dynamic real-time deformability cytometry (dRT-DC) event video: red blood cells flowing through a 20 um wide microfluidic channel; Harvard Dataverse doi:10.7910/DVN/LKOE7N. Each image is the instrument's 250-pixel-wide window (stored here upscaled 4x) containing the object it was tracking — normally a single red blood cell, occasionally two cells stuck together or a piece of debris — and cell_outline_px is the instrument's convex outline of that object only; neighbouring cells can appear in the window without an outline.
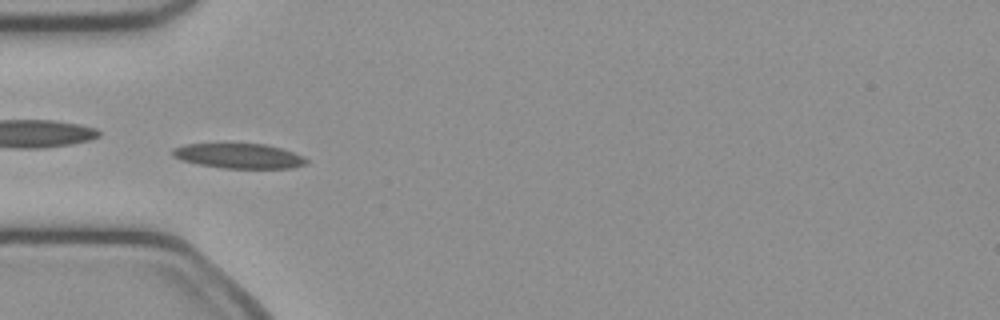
{"species": "common noctule bat (a hibernating species)", "species_latin": "Nyctalus noctula", "temperature_condition": "cold", "stored_images_in_passage": 52, "camera_frame_rate_fps": 3000, "um_per_image_px": 0.085, "animal": {"sex": "female", "body_mass_g": 21.9}, "frame": {"image": 1, "passage_image": 17, "time_ms": 5.333, "image_size_px": [1000, 320], "cell_outline_px": [[308, 164], [292, 168], [224, 168], [200, 164], [180, 160], [172, 156], [172, 148], [184, 144], [264, 144], [280, 148], [304, 156], [308, 160]], "centroid_in_image_um": [20.31, 13.26], "position_along_channel_um": 64.7, "area_um2": 19.36}}
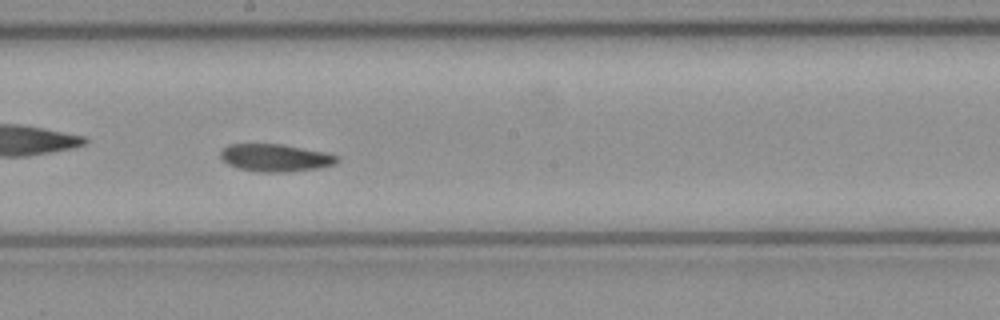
{"frame": {"image": 2, "passage_image": 29, "time_ms": 9.333, "image_size_px": [1000, 320], "cell_outline_px": [[340, 160], [336, 164], [316, 168], [288, 172], [260, 172], [236, 168], [228, 164], [220, 156], [220, 152], [228, 144], [284, 144], [324, 152], [340, 156]], "centroid_in_image_um": [23.42, 13.41], "position_along_channel_um": 224.8, "area_um2": 18.79}}
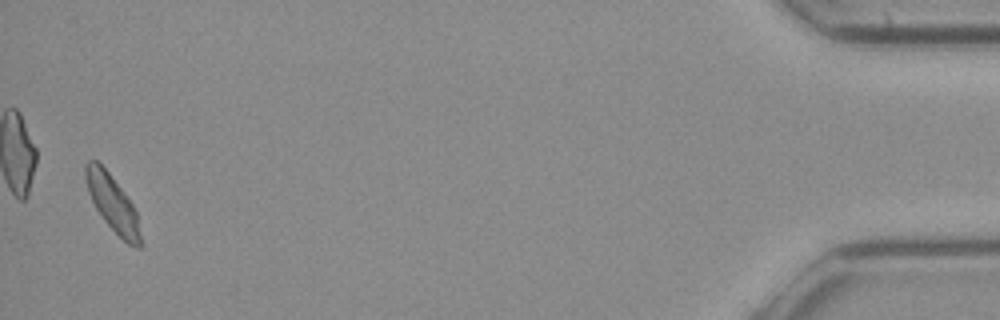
{"frame": {"image": 3, "passage_image": 51, "time_ms": 16.667, "image_size_px": [1000, 320], "cell_outline_px": [[144, 248], [136, 248], [128, 244], [104, 220], [96, 208], [88, 192], [84, 176], [84, 164], [88, 160], [96, 160], [108, 172], [132, 204], [136, 212], [144, 244]], "centroid_in_image_um": [9.58, 17.32], "position_along_channel_um": 425.6, "area_um2": 17.92}}